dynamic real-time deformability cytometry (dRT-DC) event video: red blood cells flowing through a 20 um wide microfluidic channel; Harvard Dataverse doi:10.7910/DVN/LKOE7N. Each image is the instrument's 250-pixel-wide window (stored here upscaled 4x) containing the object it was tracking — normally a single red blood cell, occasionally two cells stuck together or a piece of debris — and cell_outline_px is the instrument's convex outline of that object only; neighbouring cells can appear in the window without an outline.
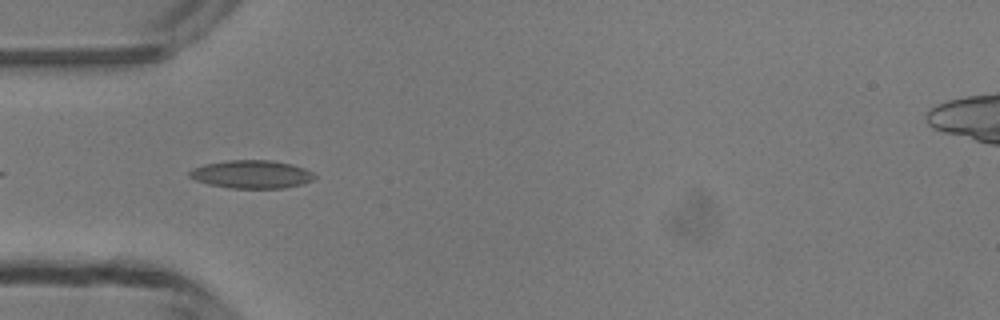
{"species": "common noctule bat (a hibernating species)", "species_latin": "Nyctalus noctula", "temperature_condition": "room temperature", "stored_images_in_passage": 35, "camera_frame_rate_fps": 3000, "um_per_image_px": 0.085, "animal": {"sex": "male", "body_mass_g": 13.3}, "frame": {"image": 1, "passage_image": 2, "time_ms": 0.333, "image_size_px": [1000, 320], "cell_outline_px": [[316, 176], [312, 180], [300, 184], [284, 188], [232, 188], [208, 184], [196, 180], [188, 176], [188, 172], [192, 168], [204, 164], [228, 160], [268, 160], [292, 164], [304, 168], [312, 172]], "centroid_in_image_um": [21.36, 14.81], "position_along_channel_um": 63.6, "area_um2": 20.4}}
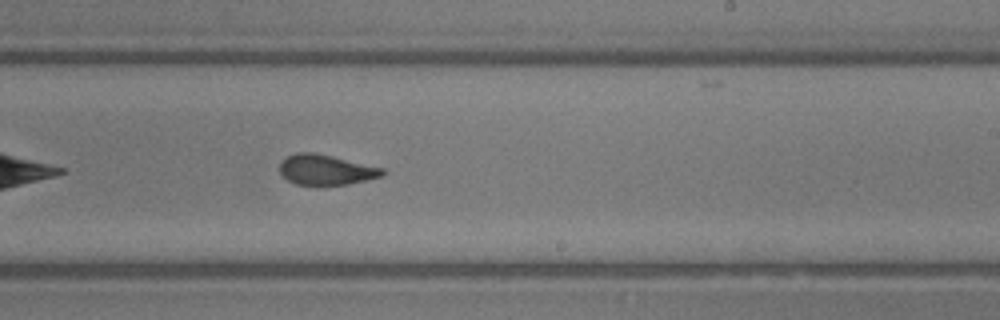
{"frame": {"image": 2, "passage_image": 16, "time_ms": 5.0, "image_size_px": [1000, 320], "cell_outline_px": [[388, 172], [384, 176], [348, 184], [324, 188], [316, 188], [296, 184], [288, 180], [280, 172], [280, 164], [288, 156], [296, 152], [312, 152], [332, 156], [384, 168]], "centroid_in_image_um": [27.74, 14.48], "position_along_channel_um": 261.3, "area_um2": 18.79}}
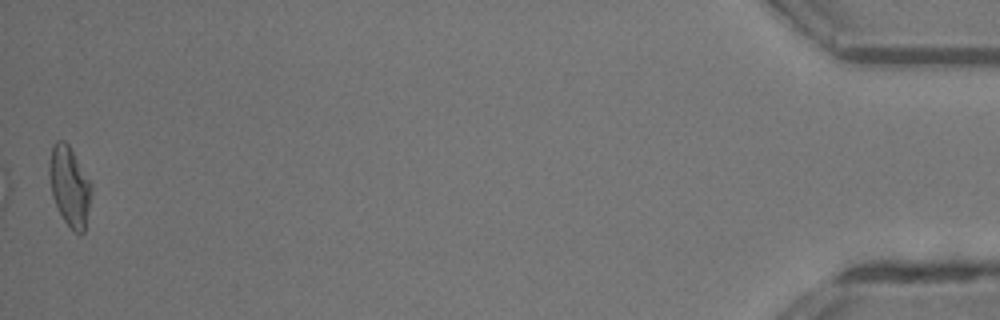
{"frame": {"image": 3, "passage_image": 35, "time_ms": 11.333, "image_size_px": [1000, 320], "cell_outline_px": [[92, 188], [84, 232], [80, 236], [64, 220], [52, 196], [48, 176], [48, 164], [52, 144], [56, 140], [64, 140], [68, 144], [92, 184]], "centroid_in_image_um": [5.89, 15.79], "position_along_channel_um": 429.3, "area_um2": 19.48}, "authors_computed_cell_mechanics": {"area_um2": 18.6694, "velocity_mm_per_s": 4.2406, "shape_relaxation_time_tau1_ms": null, "shape_relaxation_time_tau2_ms": 1.3895, "deformation_change_tau1": null, "deformation_change_tau2": 0.0783}}